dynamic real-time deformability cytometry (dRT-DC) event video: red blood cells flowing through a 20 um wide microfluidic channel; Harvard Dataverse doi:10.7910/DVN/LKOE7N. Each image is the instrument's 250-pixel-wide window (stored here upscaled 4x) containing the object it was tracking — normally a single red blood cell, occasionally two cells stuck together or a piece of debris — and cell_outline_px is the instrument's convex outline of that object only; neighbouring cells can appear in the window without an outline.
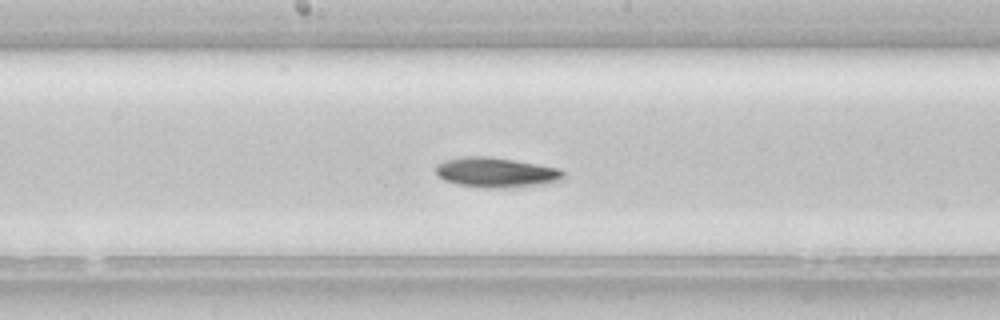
{"species": "common noctule bat (a hibernating species)", "species_latin": "Nyctalus noctula", "temperature_condition": "room temperature", "stored_images_in_passage": 39, "camera_frame_rate_fps": 3000, "um_per_image_px": 0.085, "animal": {"sex": "female", "body_mass_g": 22.7, "forearm_length_mm": 54.2}, "frame": {"image": 1, "passage_image": 23, "time_ms": 7.333, "image_size_px": [1000, 320], "cell_outline_px": [[564, 176], [560, 180], [548, 184], [504, 188], [480, 188], [456, 184], [444, 180], [436, 172], [436, 164], [444, 160], [464, 156], [488, 156], [560, 168], [564, 172]], "centroid_in_image_um": [42.16, 14.67], "position_along_channel_um": 206.0, "area_um2": 22.43}, "authors_computed_cell_mechanics": {"area_um2": 21.9062, "velocity_mm_per_s": 4.0904, "shape_relaxation_time_tau1_ms": 8.4554, "shape_relaxation_time_tau2_ms": null, "deformation_change_tau1": 0.1885, "deformation_change_tau2": null}}